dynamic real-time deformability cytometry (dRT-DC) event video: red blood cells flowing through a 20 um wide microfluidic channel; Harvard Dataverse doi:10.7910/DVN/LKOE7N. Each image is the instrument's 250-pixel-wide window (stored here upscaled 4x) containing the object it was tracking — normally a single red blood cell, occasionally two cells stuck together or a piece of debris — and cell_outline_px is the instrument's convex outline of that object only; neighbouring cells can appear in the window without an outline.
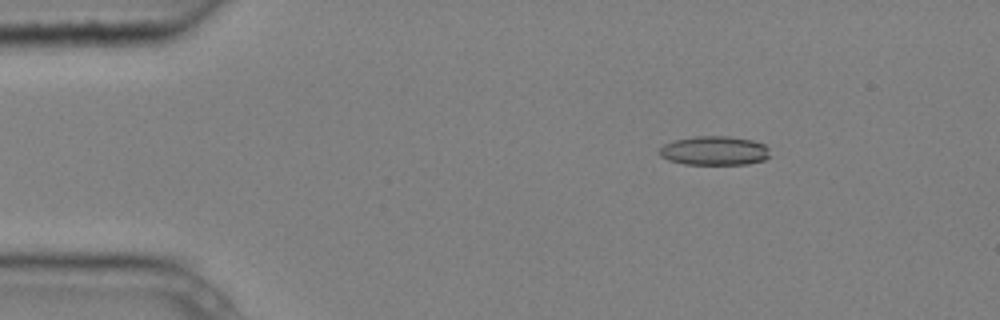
{"species": "common noctule bat (a hibernating species)", "species_latin": "Nyctalus noctula", "temperature_condition": "cold", "stored_images_in_passage": 5, "camera_frame_rate_fps": 3000, "um_per_image_px": 0.085, "animal": {"sex": "male", "body_mass_g": 20.4}, "frame": {"image": 1, "passage_image": 3, "time_ms": 0.667, "image_size_px": [1000, 320], "cell_outline_px": [[772, 156], [764, 160], [748, 164], [684, 164], [668, 160], [660, 156], [660, 148], [664, 144], [672, 140], [696, 136], [728, 136], [752, 140], [764, 144], [768, 148]], "centroid_in_image_um": [60.74, 12.81], "position_along_channel_um": 24.3, "area_um2": 18.9}}
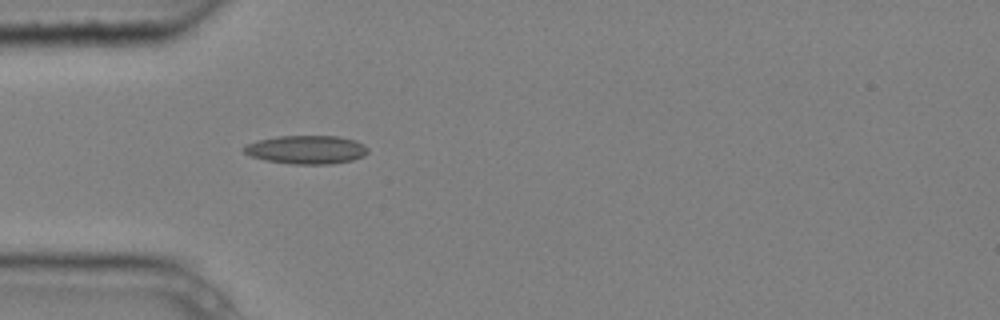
{"frame": {"image": 2, "passage_image": 5, "time_ms": 1.333, "image_size_px": [1000, 320], "cell_outline_px": [[368, 152], [364, 156], [352, 160], [332, 164], [292, 164], [268, 160], [252, 156], [244, 152], [244, 144], [256, 140], [276, 136], [340, 136], [356, 140], [364, 144], [368, 148]], "centroid_in_image_um": [26.08, 12.71], "position_along_channel_um": 58.9, "area_um2": 20.69}}